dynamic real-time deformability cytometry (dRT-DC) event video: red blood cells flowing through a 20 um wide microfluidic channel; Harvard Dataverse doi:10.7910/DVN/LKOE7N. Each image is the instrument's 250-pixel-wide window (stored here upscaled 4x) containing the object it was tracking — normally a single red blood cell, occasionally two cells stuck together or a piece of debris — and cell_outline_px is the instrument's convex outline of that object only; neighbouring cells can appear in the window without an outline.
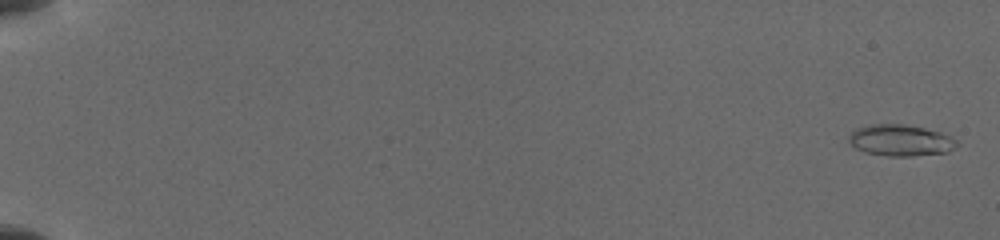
{"species": "common noctule bat (a hibernating species)", "species_latin": "Nyctalus noctula", "temperature_condition": "cold", "stored_images_in_passage": 11, "camera_frame_rate_fps": 3000, "um_per_image_px": 0.085, "animal": {"sex": "female", "body_mass_g": 19.5, "forearm_length_mm": 54.1}, "frame": {"image": 1, "passage_image": 1, "time_ms": 0.0, "image_size_px": [1000, 240], "cell_outline_px": [[960, 144], [948, 152], [912, 156], [888, 156], [864, 152], [856, 148], [848, 140], [848, 136], [856, 128], [868, 124], [904, 124], [924, 128], [940, 132], [952, 136]], "centroid_in_image_um": [76.56, 11.92], "position_along_channel_um": 8.4, "area_um2": 19.88}}
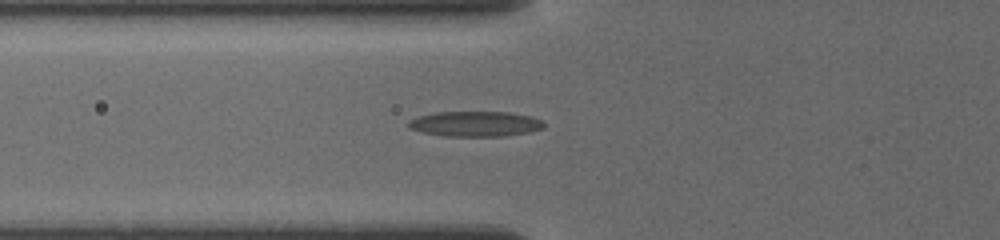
{"frame": {"image": 2, "passage_image": 8, "time_ms": 7.0, "image_size_px": [1000, 240], "cell_outline_px": [[544, 128], [528, 132], [500, 136], [444, 136], [420, 132], [408, 128], [408, 120], [420, 116], [436, 112], [508, 112], [532, 116], [544, 120]], "centroid_in_image_um": [40.4, 10.53], "position_along_channel_um": 85.4, "area_um2": 20.0}}
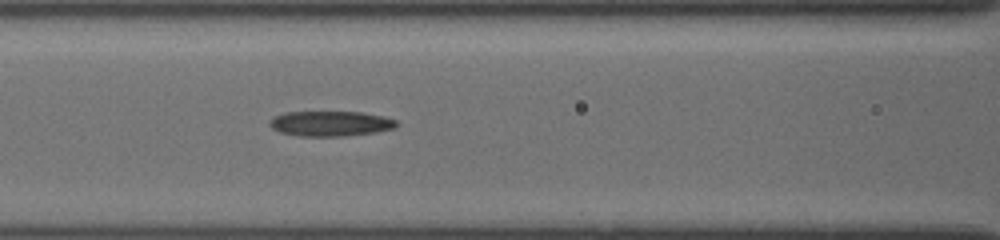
{"frame": {"image": 3, "passage_image": 11, "time_ms": 8.333, "image_size_px": [1000, 240], "cell_outline_px": [[400, 124], [396, 128], [376, 132], [348, 136], [296, 136], [280, 132], [272, 128], [268, 124], [268, 120], [272, 116], [284, 112], [360, 112], [384, 116], [396, 120]], "centroid_in_image_um": [28.08, 10.5], "position_along_channel_um": 138.5, "area_um2": 18.96}}